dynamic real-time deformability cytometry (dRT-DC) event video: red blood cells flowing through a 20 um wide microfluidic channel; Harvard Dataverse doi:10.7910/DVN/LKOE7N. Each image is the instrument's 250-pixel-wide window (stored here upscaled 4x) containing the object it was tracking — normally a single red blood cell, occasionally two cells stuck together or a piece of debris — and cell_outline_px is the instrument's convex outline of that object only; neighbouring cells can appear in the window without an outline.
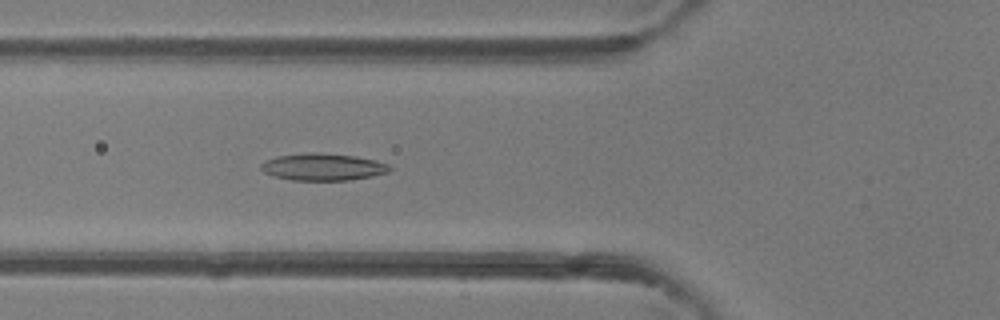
{"species": "common noctule bat (a hibernating species)", "species_latin": "Nyctalus noctula", "temperature_condition": "room temperature", "stored_images_in_passage": 49, "camera_frame_rate_fps": 3000, "um_per_image_px": 0.085, "animal": {"sex": "female"}, "frame": {"image": 1, "passage_image": 18, "time_ms": 5.667, "image_size_px": [1000, 320], "cell_outline_px": [[392, 168], [388, 172], [372, 176], [348, 180], [292, 180], [272, 176], [264, 172], [260, 168], [260, 164], [264, 160], [276, 156], [308, 152], [320, 152], [356, 156], [376, 160], [388, 164]], "centroid_in_image_um": [27.42, 14.18], "position_along_channel_um": 98.4, "area_um2": 20.52}}
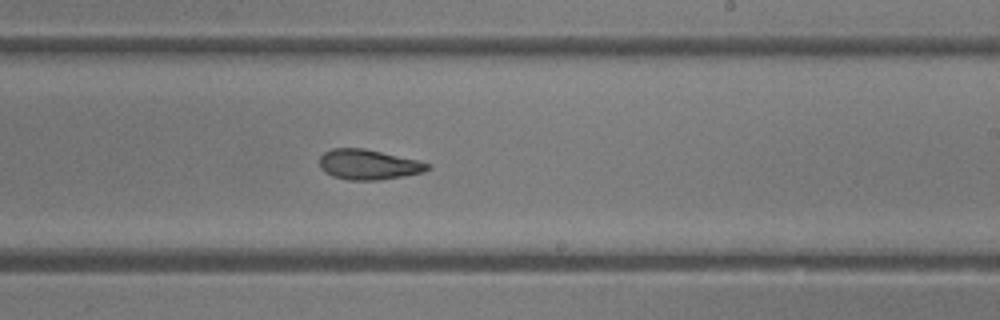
{"frame": {"image": 2, "passage_image": 29, "time_ms": 9.333, "image_size_px": [1000, 320], "cell_outline_px": [[432, 168], [424, 172], [404, 176], [376, 180], [348, 180], [332, 176], [324, 172], [320, 168], [320, 156], [324, 152], [332, 148], [364, 148], [420, 160], [432, 164]], "centroid_in_image_um": [31.35, 13.98], "position_along_channel_um": 257.6, "area_um2": 19.25}}
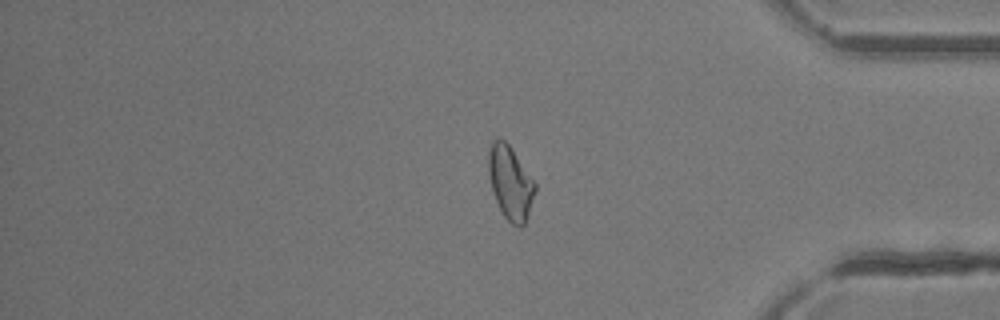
{"frame": {"image": 3, "passage_image": 40, "time_ms": 13.0, "image_size_px": [1000, 320], "cell_outline_px": [[536, 188], [528, 216], [524, 224], [520, 228], [512, 224], [504, 216], [492, 192], [488, 172], [488, 152], [492, 140], [496, 136], [500, 136], [508, 144], [536, 184]], "centroid_in_image_um": [43.35, 15.51], "position_along_channel_um": 391.8, "area_um2": 19.88}, "authors_computed_cell_mechanics": {"area_um2": 20.0566, "velocity_mm_per_s": 4.3379, "shape_relaxation_time_tau1_ms": 3.7743, "shape_relaxation_time_tau2_ms": 2.8081, "deformation_change_tau1": 0.1487, "deformation_change_tau2": 0.1053}}